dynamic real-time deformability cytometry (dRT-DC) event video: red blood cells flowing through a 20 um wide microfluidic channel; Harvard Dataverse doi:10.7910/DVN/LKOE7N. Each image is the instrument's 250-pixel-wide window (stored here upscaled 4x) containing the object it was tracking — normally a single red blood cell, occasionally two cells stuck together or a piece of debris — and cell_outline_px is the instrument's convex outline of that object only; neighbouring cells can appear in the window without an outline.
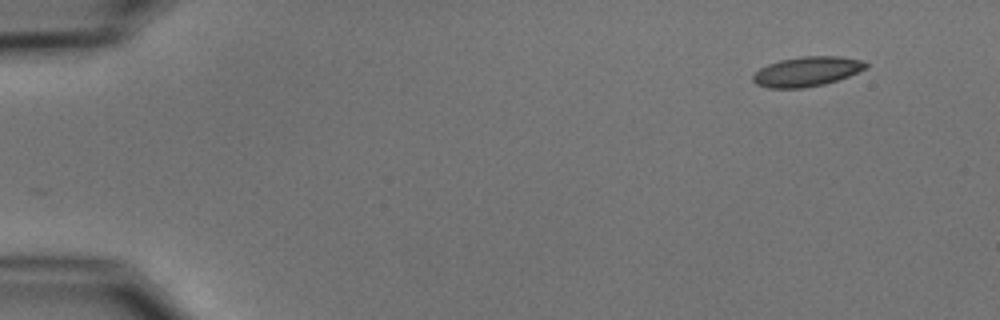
{"species": "common noctule bat (a hibernating species)", "species_latin": "Nyctalus noctula", "temperature_condition": "cold", "stored_images_in_passage": 2, "camera_frame_rate_fps": 3000, "um_per_image_px": 0.085, "animal": {"sex": "male", "body_mass_g": 15.6}, "frame": {"image": 1, "passage_image": 2, "time_ms": 1.333, "image_size_px": [1000, 320], "cell_outline_px": [[868, 68], [848, 76], [824, 84], [804, 88], [768, 88], [756, 84], [752, 80], [752, 76], [760, 68], [768, 64], [780, 60], [800, 56], [840, 56], [864, 60], [868, 64]], "centroid_in_image_um": [68.6, 6.07], "position_along_channel_um": 16.4, "area_um2": 19.65}}